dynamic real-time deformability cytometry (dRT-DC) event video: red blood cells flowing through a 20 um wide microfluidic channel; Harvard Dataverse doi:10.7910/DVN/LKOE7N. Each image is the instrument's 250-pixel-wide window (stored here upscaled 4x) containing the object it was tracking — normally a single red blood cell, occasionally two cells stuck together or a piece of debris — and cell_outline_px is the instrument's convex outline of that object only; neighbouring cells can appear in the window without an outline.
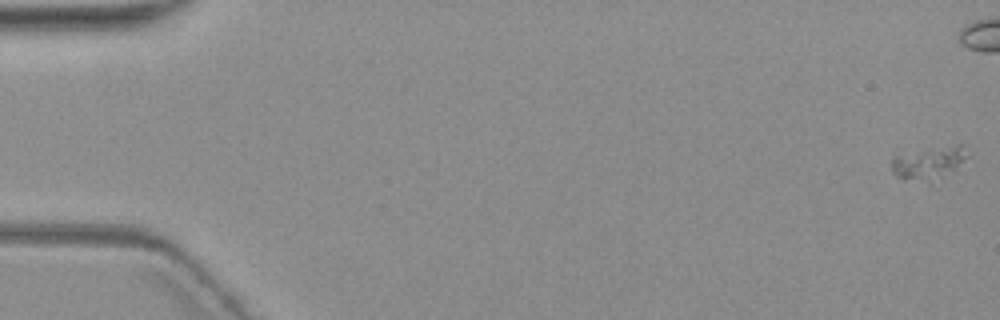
{"species": "common noctule bat (a hibernating species)", "species_latin": "Nyctalus noctula", "temperature_condition": "warm", "stored_images_in_passage": 6, "camera_frame_rate_fps": 3000, "um_per_image_px": 0.085, "animal": {"sex": "female", "body_mass_g": 19.3, "forearm_length_mm": 54.1}, "frame": {"image": 1, "passage_image": 1, "time_ms": 0.0, "image_size_px": [1000, 320], "cell_outline_px": [[968, 156], [932, 184], [900, 180], [892, 172], [892, 156], [960, 144], [964, 144]], "centroid_in_image_um": [78.87, 13.91], "position_along_channel_um": 6.1, "area_um2": 14.28}}
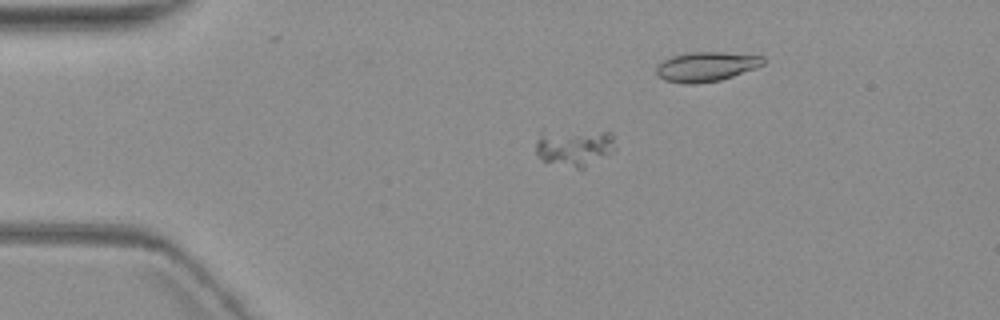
{"frame": {"image": 2, "passage_image": 4, "time_ms": 4.333, "image_size_px": [1000, 320], "cell_outline_px": [[616, 148], [612, 152], [584, 168], [576, 168], [544, 160], [536, 156], [536, 140], [540, 128], [612, 132]], "centroid_in_image_um": [48.76, 12.45], "position_along_channel_um": 36.2, "area_um2": 17.92}}